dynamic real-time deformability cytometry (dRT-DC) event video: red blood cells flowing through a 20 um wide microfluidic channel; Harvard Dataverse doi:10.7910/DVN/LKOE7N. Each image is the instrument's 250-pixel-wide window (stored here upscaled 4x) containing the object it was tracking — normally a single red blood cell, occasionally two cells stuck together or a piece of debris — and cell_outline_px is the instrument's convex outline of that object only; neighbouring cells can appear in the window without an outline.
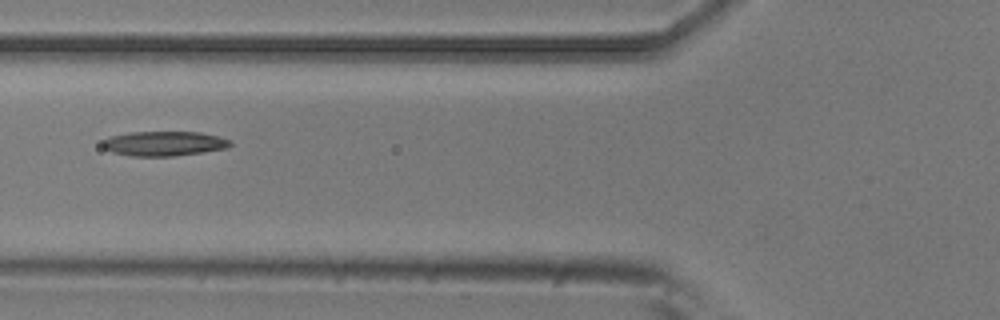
{"species": "common noctule bat (a hibernating species)", "species_latin": "Nyctalus noctula", "temperature_condition": "room temperature", "stored_images_in_passage": 5, "camera_frame_rate_fps": 3000, "um_per_image_px": 0.085, "animal": {"sex": "male", "body_mass_g": 20.5, "forearm_length_mm": 52.5}, "frame": {"image": 1, "passage_image": 5, "time_ms": 1.333, "image_size_px": [1000, 320], "cell_outline_px": [[232, 144], [228, 148], [172, 156], [128, 156], [112, 152], [104, 148], [100, 144], [108, 136], [128, 132], [200, 132], [220, 136], [232, 140]], "centroid_in_image_um": [13.93, 12.19], "position_along_channel_um": 111.9, "area_um2": 18.55}}